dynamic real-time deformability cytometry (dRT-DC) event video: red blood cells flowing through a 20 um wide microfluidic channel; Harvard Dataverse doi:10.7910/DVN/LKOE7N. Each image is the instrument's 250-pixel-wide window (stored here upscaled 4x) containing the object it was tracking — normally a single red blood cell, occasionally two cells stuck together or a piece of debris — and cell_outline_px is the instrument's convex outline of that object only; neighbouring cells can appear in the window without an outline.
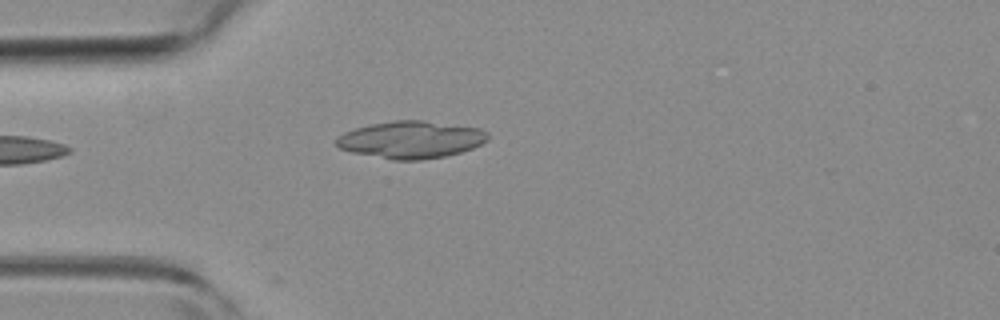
{"species": "common noctule bat (a hibernating species)", "species_latin": "Nyctalus noctula", "temperature_condition": "room temperature", "stored_images_in_passage": 4, "camera_frame_rate_fps": 3000, "um_per_image_px": 0.085, "animal": {"sex": "female", "body_mass_g": 19.3, "forearm_length_mm": 54.1}, "frame": {"image": 1, "passage_image": 4, "time_ms": 1.0, "image_size_px": [1000, 320], "cell_outline_px": [[488, 140], [472, 148], [460, 152], [444, 156], [424, 160], [392, 160], [352, 152], [340, 148], [336, 144], [336, 136], [344, 132], [356, 128], [372, 124], [392, 120], [424, 120], [480, 128], [488, 132]], "centroid_in_image_um": [34.93, 11.87], "position_along_channel_um": 50.1, "area_um2": 32.95}}